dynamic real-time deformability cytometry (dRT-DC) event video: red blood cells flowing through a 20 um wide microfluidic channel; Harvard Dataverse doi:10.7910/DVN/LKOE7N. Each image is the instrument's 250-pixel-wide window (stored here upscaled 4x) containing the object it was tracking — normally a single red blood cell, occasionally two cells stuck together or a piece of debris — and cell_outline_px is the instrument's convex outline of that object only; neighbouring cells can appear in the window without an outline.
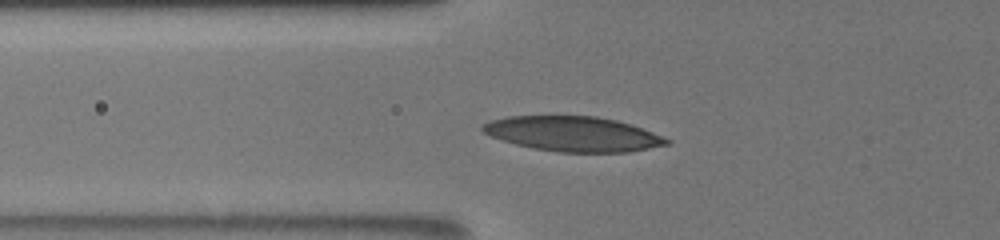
{"species": "human", "species_latin": "Homo sapiens", "temperature_condition": "room temperature", "stored_images_in_passage": 35, "camera_frame_rate_fps": 3000, "um_per_image_px": 0.085, "donor": {"sex": "male"}, "frame": {"image": 1, "passage_image": 2, "time_ms": 0.333, "image_size_px": [1000, 240], "cell_outline_px": [[672, 144], [628, 152], [560, 152], [532, 148], [516, 144], [492, 136], [484, 132], [480, 128], [484, 124], [492, 120], [508, 116], [596, 116], [616, 120], [632, 124], [672, 140]], "centroid_in_image_um": [48.77, 11.38], "position_along_channel_um": 77.0, "area_um2": 37.34}}
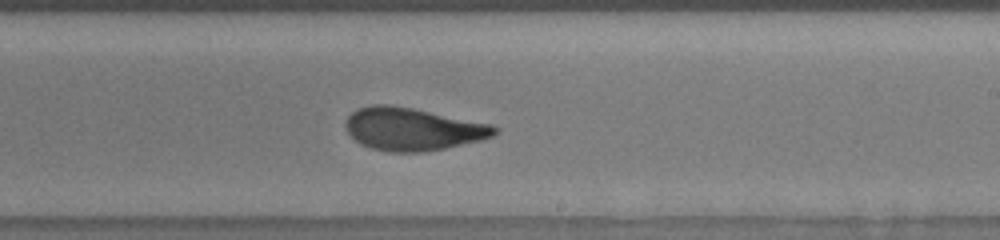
{"frame": {"image": 2, "passage_image": 16, "time_ms": 5.0, "image_size_px": [1000, 240], "cell_outline_px": [[500, 128], [492, 136], [480, 140], [444, 148], [420, 152], [392, 152], [372, 148], [360, 144], [344, 128], [344, 124], [348, 116], [356, 108], [372, 104], [388, 104], [412, 108], [492, 124]], "centroid_in_image_um": [35.04, 10.96], "position_along_channel_um": 254.0, "area_um2": 36.93}}
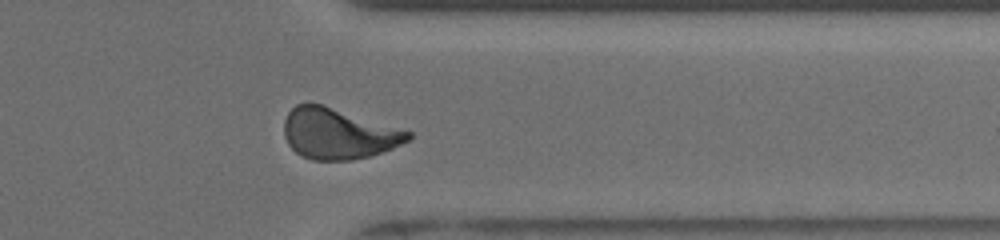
{"frame": {"image": 3, "passage_image": 26, "time_ms": 8.333, "image_size_px": [1000, 240], "cell_outline_px": [[412, 140], [372, 156], [352, 160], [312, 160], [300, 156], [288, 144], [284, 136], [284, 120], [288, 112], [296, 104], [320, 104], [412, 132]], "centroid_in_image_um": [28.75, 11.39], "position_along_channel_um": 382.7, "area_um2": 36.53}, "authors_computed_cell_mechanics": {"area_um2": 36.6452, "velocity_mm_per_s": 3.8645, "shape_relaxation_time_tau1_ms": 4.3807, "shape_relaxation_time_tau2_ms": 1.0262, "deformation_change_tau1": 0.169, "deformation_change_tau2": 0.0604}}